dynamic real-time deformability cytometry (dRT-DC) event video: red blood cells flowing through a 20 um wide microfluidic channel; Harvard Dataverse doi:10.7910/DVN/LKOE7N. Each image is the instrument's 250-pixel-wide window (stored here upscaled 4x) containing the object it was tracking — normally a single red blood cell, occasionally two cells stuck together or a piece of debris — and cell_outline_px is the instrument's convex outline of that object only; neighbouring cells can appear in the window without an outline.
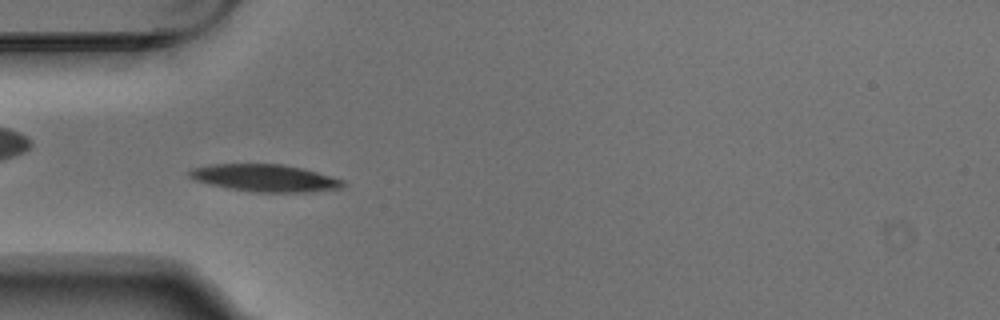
{"species": "Egyptian fruit bat (a non-hibernating species)", "species_latin": "Rousettus aegyptiacus", "temperature_condition": "warm", "stored_images_in_passage": 6, "camera_frame_rate_fps": 3000, "um_per_image_px": 0.085, "animal": {"sex": "male"}, "frame": {"image": 1, "passage_image": 3, "time_ms": 0.667, "image_size_px": [1000, 320], "cell_outline_px": [[344, 184], [340, 188], [312, 192], [256, 192], [228, 188], [208, 184], [196, 180], [188, 176], [188, 172], [192, 168], [212, 164], [284, 164], [304, 168], [344, 180]], "centroid_in_image_um": [22.52, 15.12], "position_along_channel_um": 62.5, "area_um2": 24.39}}
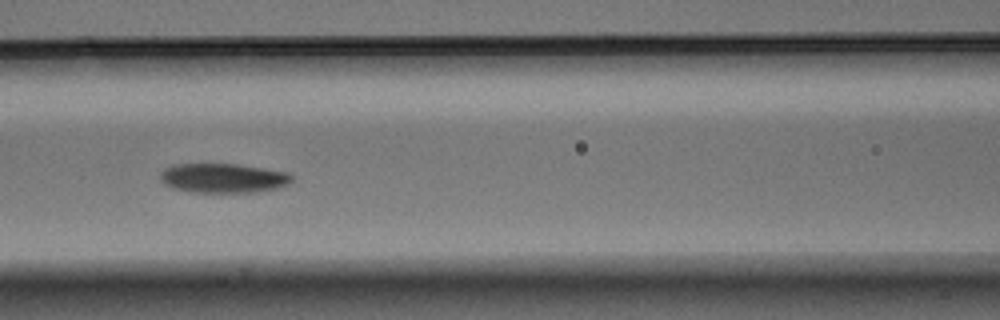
{"frame": {"image": 2, "passage_image": 5, "time_ms": 1.333, "image_size_px": [1000, 320], "cell_outline_px": [[292, 180], [288, 184], [280, 188], [256, 192], [196, 192], [172, 188], [164, 184], [160, 180], [160, 172], [164, 168], [172, 164], [236, 164], [288, 172], [292, 176]], "centroid_in_image_um": [18.96, 15.14], "position_along_channel_um": 147.6, "area_um2": 22.66}}
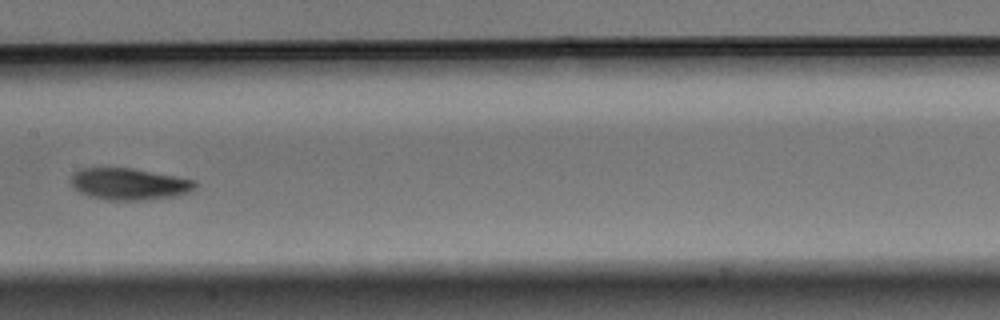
{"frame": {"image": 3, "passage_image": 6, "time_ms": 1.667, "image_size_px": [1000, 320], "cell_outline_px": [[200, 184], [196, 188], [188, 192], [176, 196], [140, 200], [108, 200], [88, 196], [72, 188], [72, 172], [80, 168], [132, 168], [176, 176], [196, 180]], "centroid_in_image_um": [10.99, 15.64], "position_along_channel_um": 196.4, "area_um2": 23.12}}